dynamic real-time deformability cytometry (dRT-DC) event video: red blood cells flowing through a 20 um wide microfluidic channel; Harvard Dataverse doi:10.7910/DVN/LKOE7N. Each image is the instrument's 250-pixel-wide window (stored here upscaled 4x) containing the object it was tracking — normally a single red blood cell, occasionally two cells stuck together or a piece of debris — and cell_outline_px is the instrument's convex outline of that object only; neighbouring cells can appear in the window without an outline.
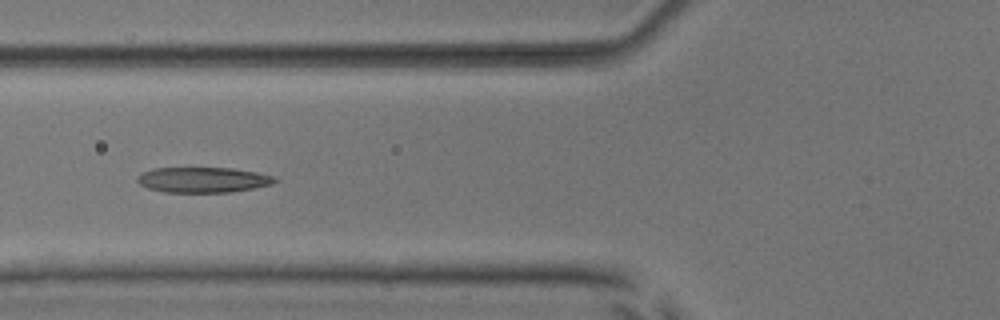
{"species": "common noctule bat (a hibernating species)", "species_latin": "Nyctalus noctula", "temperature_condition": "room temperature", "stored_images_in_passage": 5, "camera_frame_rate_fps": 3000, "um_per_image_px": 0.085, "animal": {"sex": "male", "body_mass_g": 17.9, "forearm_length_mm": 54.2}, "frame": {"image": 1, "passage_image": 5, "time_ms": 4.667, "image_size_px": [1000, 320], "cell_outline_px": [[276, 180], [272, 184], [252, 188], [228, 192], [164, 192], [148, 188], [140, 184], [136, 180], [136, 176], [152, 168], [232, 168], [256, 172], [276, 176]], "centroid_in_image_um": [17.23, 15.28], "position_along_channel_um": 108.6, "area_um2": 20.23}}